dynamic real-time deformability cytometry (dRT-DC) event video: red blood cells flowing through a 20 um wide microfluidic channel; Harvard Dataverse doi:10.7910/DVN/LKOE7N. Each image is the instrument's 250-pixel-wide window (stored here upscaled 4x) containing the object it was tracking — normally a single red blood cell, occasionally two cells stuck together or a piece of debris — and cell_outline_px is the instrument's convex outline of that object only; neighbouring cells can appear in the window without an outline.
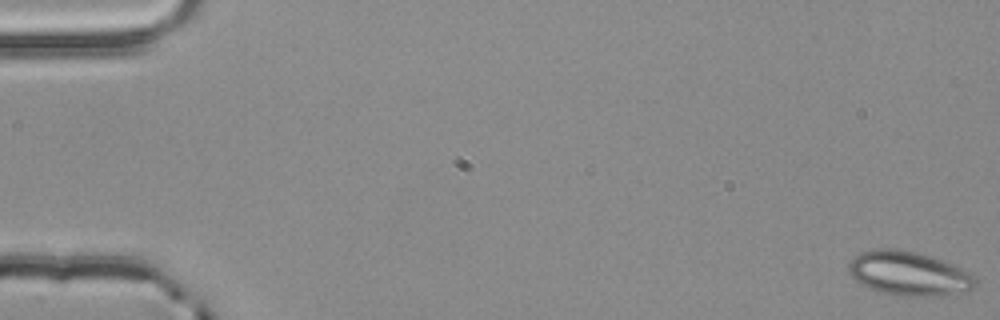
{"species": "common noctule bat (a hibernating species)", "species_latin": "Nyctalus noctula", "temperature_condition": "room temperature", "stored_images_in_passage": 56, "segment_of_instrument_passage": [1, 2], "camera_frame_rate_fps": 3000, "um_per_image_px": 0.085, "animal": {"sex": "male", "body_mass_g": 20.4}, "frame": {"image": 1, "passage_image": 1, "time_ms": 0.0, "image_size_px": [1000, 320], "cell_outline_px": [[976, 284], [972, 288], [932, 296], [900, 296], [880, 292], [868, 288], [856, 280], [852, 276], [848, 268], [848, 264], [860, 252], [872, 248], [900, 248], [916, 252], [952, 264], [972, 272], [976, 276]], "centroid_in_image_um": [77.21, 23.22], "position_along_channel_um": 7.8, "area_um2": 32.37}}
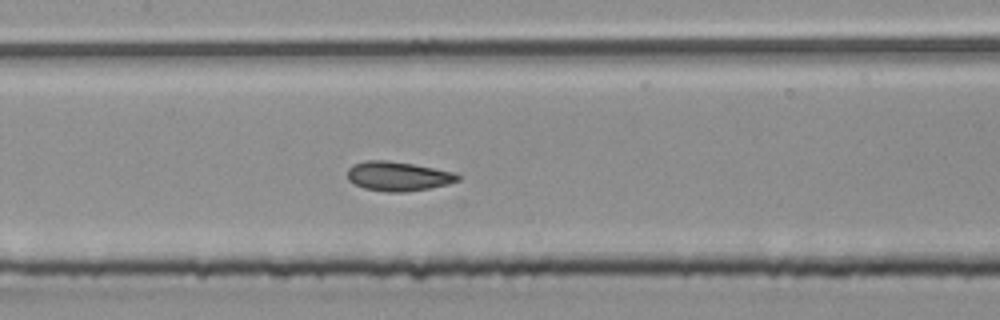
{"frame": {"image": 2, "passage_image": 27, "time_ms": 8.667, "image_size_px": [1000, 320], "cell_outline_px": [[460, 180], [448, 184], [428, 188], [404, 192], [384, 192], [364, 188], [348, 180], [348, 168], [352, 164], [364, 160], [388, 160], [412, 164], [456, 172], [460, 176]], "centroid_in_image_um": [33.83, 14.97], "position_along_channel_um": 173.6, "area_um2": 18.96}}
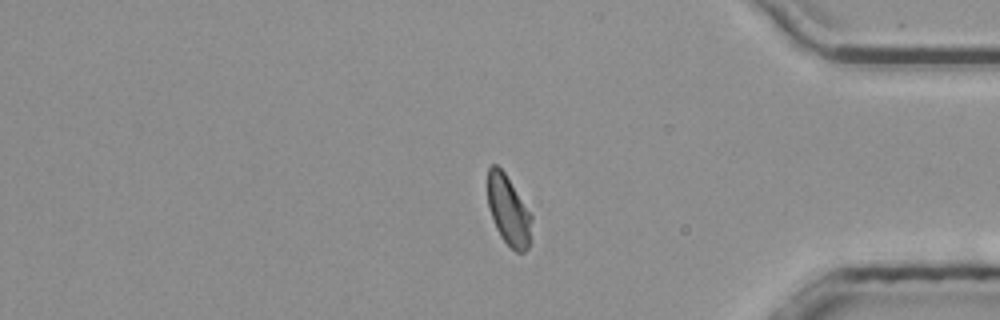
{"frame": {"image": 3, "passage_image": 46, "time_ms": 15.0, "image_size_px": [1000, 320], "cell_outline_px": [[532, 220], [528, 248], [524, 252], [516, 252], [500, 236], [492, 220], [488, 208], [488, 168], [492, 164], [496, 164], [504, 172], [532, 216]], "centroid_in_image_um": [43.2, 17.9], "position_along_channel_um": 392.0, "area_um2": 17.63}}